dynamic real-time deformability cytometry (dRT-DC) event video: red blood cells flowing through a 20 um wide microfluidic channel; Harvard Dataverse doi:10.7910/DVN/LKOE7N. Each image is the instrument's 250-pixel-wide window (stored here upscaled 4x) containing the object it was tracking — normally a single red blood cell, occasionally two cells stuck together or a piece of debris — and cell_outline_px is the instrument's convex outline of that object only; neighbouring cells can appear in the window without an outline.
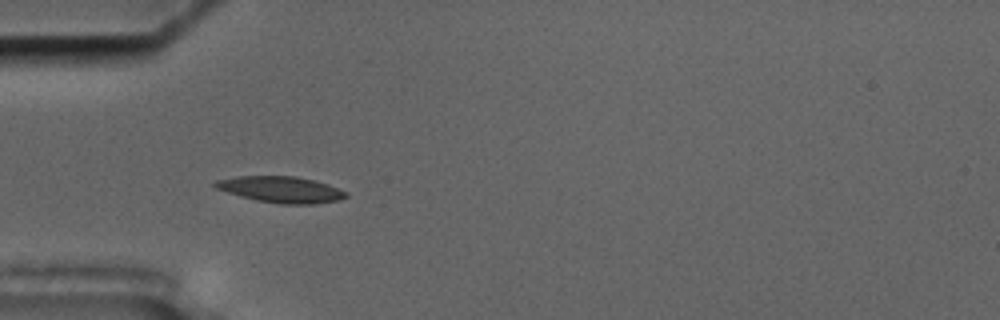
{"species": "common noctule bat (a hibernating species)", "species_latin": "Nyctalus noctula", "temperature_condition": "cold", "stored_images_in_passage": 50, "camera_frame_rate_fps": 3000, "um_per_image_px": 0.085, "animal": {"sex": "male", "body_mass_g": 17.5, "forearm_length_mm": 52.3}, "frame": {"image": 1, "passage_image": 18, "time_ms": 5.667, "image_size_px": [1000, 320], "cell_outline_px": [[348, 196], [340, 200], [312, 204], [280, 204], [256, 200], [240, 196], [216, 188], [212, 184], [216, 180], [236, 176], [296, 176], [316, 180], [328, 184], [348, 192]], "centroid_in_image_um": [23.91, 16.1], "position_along_channel_um": 61.1, "area_um2": 20.11}}
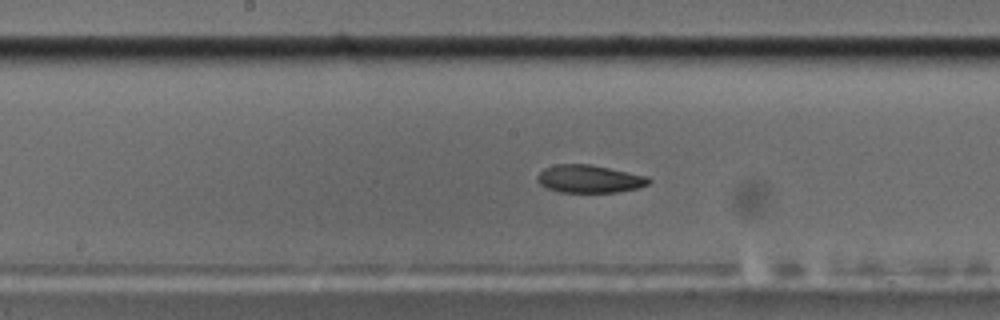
{"frame": {"image": 2, "passage_image": 30, "time_ms": 9.667, "image_size_px": [1000, 320], "cell_outline_px": [[652, 180], [648, 184], [636, 188], [616, 192], [560, 192], [548, 188], [540, 184], [536, 180], [536, 176], [544, 168], [556, 164], [588, 164], [648, 176]], "centroid_in_image_um": [50.07, 15.2], "position_along_channel_um": 198.1, "area_um2": 17.92}}
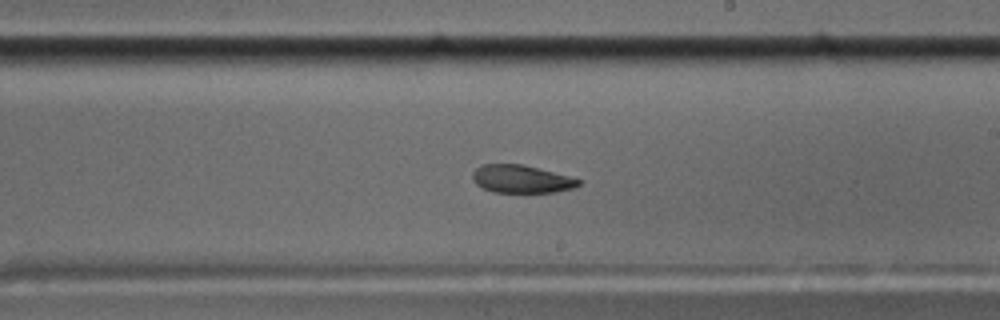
{"frame": {"image": 3, "passage_image": 34, "time_ms": 11.0, "image_size_px": [1000, 320], "cell_outline_px": [[580, 184], [576, 188], [556, 192], [492, 192], [476, 184], [472, 180], [472, 172], [476, 168], [484, 164], [524, 164], [568, 176], [580, 180]], "centroid_in_image_um": [44.3, 15.22], "position_along_channel_um": 244.7, "area_um2": 17.22}, "authors_computed_cell_mechanics": {"area_um2": 18.3515, "velocity_mm_per_s": 3.5058, "shape_relaxation_time_tau1_ms": null, "shape_relaxation_time_tau2_ms": 3.5974, "deformation_change_tau1": null, "deformation_change_tau2": 0.0903}}